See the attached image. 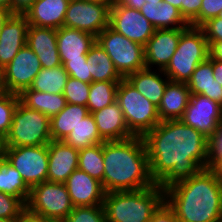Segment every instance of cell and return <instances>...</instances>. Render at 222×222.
<instances>
[{"mask_svg":"<svg viewBox=\"0 0 222 222\" xmlns=\"http://www.w3.org/2000/svg\"><path fill=\"white\" fill-rule=\"evenodd\" d=\"M87 106L78 104H66V106L55 116L50 118V135L53 141H63L87 115Z\"/></svg>","mask_w":222,"mask_h":222,"instance_id":"27","label":"cell"},{"mask_svg":"<svg viewBox=\"0 0 222 222\" xmlns=\"http://www.w3.org/2000/svg\"><path fill=\"white\" fill-rule=\"evenodd\" d=\"M51 140L50 118L19 101L6 136L7 147L48 145Z\"/></svg>","mask_w":222,"mask_h":222,"instance_id":"7","label":"cell"},{"mask_svg":"<svg viewBox=\"0 0 222 222\" xmlns=\"http://www.w3.org/2000/svg\"><path fill=\"white\" fill-rule=\"evenodd\" d=\"M201 28L204 31L207 41H222V19L218 16L209 19Z\"/></svg>","mask_w":222,"mask_h":222,"instance_id":"42","label":"cell"},{"mask_svg":"<svg viewBox=\"0 0 222 222\" xmlns=\"http://www.w3.org/2000/svg\"><path fill=\"white\" fill-rule=\"evenodd\" d=\"M110 6L88 0H70L64 27L78 29L97 37L109 26Z\"/></svg>","mask_w":222,"mask_h":222,"instance_id":"11","label":"cell"},{"mask_svg":"<svg viewBox=\"0 0 222 222\" xmlns=\"http://www.w3.org/2000/svg\"><path fill=\"white\" fill-rule=\"evenodd\" d=\"M184 28L157 29L144 46L147 69L164 70L177 49ZM155 67V68H154Z\"/></svg>","mask_w":222,"mask_h":222,"instance_id":"15","label":"cell"},{"mask_svg":"<svg viewBox=\"0 0 222 222\" xmlns=\"http://www.w3.org/2000/svg\"><path fill=\"white\" fill-rule=\"evenodd\" d=\"M88 1L101 2L103 4H108L111 7L116 0H88Z\"/></svg>","mask_w":222,"mask_h":222,"instance_id":"56","label":"cell"},{"mask_svg":"<svg viewBox=\"0 0 222 222\" xmlns=\"http://www.w3.org/2000/svg\"><path fill=\"white\" fill-rule=\"evenodd\" d=\"M96 42L92 34L62 26L57 29V48L62 65L66 61L87 59V53Z\"/></svg>","mask_w":222,"mask_h":222,"instance_id":"21","label":"cell"},{"mask_svg":"<svg viewBox=\"0 0 222 222\" xmlns=\"http://www.w3.org/2000/svg\"><path fill=\"white\" fill-rule=\"evenodd\" d=\"M180 120L209 138L222 123V105L201 94H191Z\"/></svg>","mask_w":222,"mask_h":222,"instance_id":"13","label":"cell"},{"mask_svg":"<svg viewBox=\"0 0 222 222\" xmlns=\"http://www.w3.org/2000/svg\"><path fill=\"white\" fill-rule=\"evenodd\" d=\"M47 222H67L65 219H59V220H47Z\"/></svg>","mask_w":222,"mask_h":222,"instance_id":"58","label":"cell"},{"mask_svg":"<svg viewBox=\"0 0 222 222\" xmlns=\"http://www.w3.org/2000/svg\"><path fill=\"white\" fill-rule=\"evenodd\" d=\"M222 156V123L208 138V168Z\"/></svg>","mask_w":222,"mask_h":222,"instance_id":"41","label":"cell"},{"mask_svg":"<svg viewBox=\"0 0 222 222\" xmlns=\"http://www.w3.org/2000/svg\"><path fill=\"white\" fill-rule=\"evenodd\" d=\"M202 0H181V15L190 24L200 13Z\"/></svg>","mask_w":222,"mask_h":222,"instance_id":"44","label":"cell"},{"mask_svg":"<svg viewBox=\"0 0 222 222\" xmlns=\"http://www.w3.org/2000/svg\"><path fill=\"white\" fill-rule=\"evenodd\" d=\"M209 56L222 61V41H208Z\"/></svg>","mask_w":222,"mask_h":222,"instance_id":"46","label":"cell"},{"mask_svg":"<svg viewBox=\"0 0 222 222\" xmlns=\"http://www.w3.org/2000/svg\"><path fill=\"white\" fill-rule=\"evenodd\" d=\"M6 151H7L6 136L0 133V161L5 159Z\"/></svg>","mask_w":222,"mask_h":222,"instance_id":"51","label":"cell"},{"mask_svg":"<svg viewBox=\"0 0 222 222\" xmlns=\"http://www.w3.org/2000/svg\"><path fill=\"white\" fill-rule=\"evenodd\" d=\"M164 201L165 190L157 184L140 190L105 193L106 222H149Z\"/></svg>","mask_w":222,"mask_h":222,"instance_id":"4","label":"cell"},{"mask_svg":"<svg viewBox=\"0 0 222 222\" xmlns=\"http://www.w3.org/2000/svg\"><path fill=\"white\" fill-rule=\"evenodd\" d=\"M142 138L151 179L164 190L208 168V138L180 119L161 121Z\"/></svg>","mask_w":222,"mask_h":222,"instance_id":"1","label":"cell"},{"mask_svg":"<svg viewBox=\"0 0 222 222\" xmlns=\"http://www.w3.org/2000/svg\"><path fill=\"white\" fill-rule=\"evenodd\" d=\"M125 79L157 108L170 81L163 70L147 68L131 73Z\"/></svg>","mask_w":222,"mask_h":222,"instance_id":"23","label":"cell"},{"mask_svg":"<svg viewBox=\"0 0 222 222\" xmlns=\"http://www.w3.org/2000/svg\"><path fill=\"white\" fill-rule=\"evenodd\" d=\"M103 159V189L106 193L134 191L155 185L150 176L148 156L142 137L104 141Z\"/></svg>","mask_w":222,"mask_h":222,"instance_id":"3","label":"cell"},{"mask_svg":"<svg viewBox=\"0 0 222 222\" xmlns=\"http://www.w3.org/2000/svg\"><path fill=\"white\" fill-rule=\"evenodd\" d=\"M19 101L18 94L7 91L0 93V133L4 136H7L10 130L13 113Z\"/></svg>","mask_w":222,"mask_h":222,"instance_id":"35","label":"cell"},{"mask_svg":"<svg viewBox=\"0 0 222 222\" xmlns=\"http://www.w3.org/2000/svg\"><path fill=\"white\" fill-rule=\"evenodd\" d=\"M67 222H106L103 205L73 207L65 219Z\"/></svg>","mask_w":222,"mask_h":222,"instance_id":"37","label":"cell"},{"mask_svg":"<svg viewBox=\"0 0 222 222\" xmlns=\"http://www.w3.org/2000/svg\"><path fill=\"white\" fill-rule=\"evenodd\" d=\"M165 201L180 222H222V182L210 168L165 189Z\"/></svg>","mask_w":222,"mask_h":222,"instance_id":"2","label":"cell"},{"mask_svg":"<svg viewBox=\"0 0 222 222\" xmlns=\"http://www.w3.org/2000/svg\"><path fill=\"white\" fill-rule=\"evenodd\" d=\"M103 143L79 150L78 169L100 181L103 186L104 176Z\"/></svg>","mask_w":222,"mask_h":222,"instance_id":"34","label":"cell"},{"mask_svg":"<svg viewBox=\"0 0 222 222\" xmlns=\"http://www.w3.org/2000/svg\"><path fill=\"white\" fill-rule=\"evenodd\" d=\"M213 76L222 85V61L213 59Z\"/></svg>","mask_w":222,"mask_h":222,"instance_id":"48","label":"cell"},{"mask_svg":"<svg viewBox=\"0 0 222 222\" xmlns=\"http://www.w3.org/2000/svg\"><path fill=\"white\" fill-rule=\"evenodd\" d=\"M96 41L106 51L123 78L146 68L144 46L131 41L109 26L96 37Z\"/></svg>","mask_w":222,"mask_h":222,"instance_id":"8","label":"cell"},{"mask_svg":"<svg viewBox=\"0 0 222 222\" xmlns=\"http://www.w3.org/2000/svg\"><path fill=\"white\" fill-rule=\"evenodd\" d=\"M36 0H12V14L24 15Z\"/></svg>","mask_w":222,"mask_h":222,"instance_id":"45","label":"cell"},{"mask_svg":"<svg viewBox=\"0 0 222 222\" xmlns=\"http://www.w3.org/2000/svg\"><path fill=\"white\" fill-rule=\"evenodd\" d=\"M162 1L170 3L171 5L179 9L181 13V0H162Z\"/></svg>","mask_w":222,"mask_h":222,"instance_id":"54","label":"cell"},{"mask_svg":"<svg viewBox=\"0 0 222 222\" xmlns=\"http://www.w3.org/2000/svg\"><path fill=\"white\" fill-rule=\"evenodd\" d=\"M11 15H12L11 11L0 6V30Z\"/></svg>","mask_w":222,"mask_h":222,"instance_id":"52","label":"cell"},{"mask_svg":"<svg viewBox=\"0 0 222 222\" xmlns=\"http://www.w3.org/2000/svg\"><path fill=\"white\" fill-rule=\"evenodd\" d=\"M0 191L21 199L25 204L30 196V188L20 172L6 158L0 161Z\"/></svg>","mask_w":222,"mask_h":222,"instance_id":"31","label":"cell"},{"mask_svg":"<svg viewBox=\"0 0 222 222\" xmlns=\"http://www.w3.org/2000/svg\"><path fill=\"white\" fill-rule=\"evenodd\" d=\"M4 80H3V69L0 67V93L5 92Z\"/></svg>","mask_w":222,"mask_h":222,"instance_id":"55","label":"cell"},{"mask_svg":"<svg viewBox=\"0 0 222 222\" xmlns=\"http://www.w3.org/2000/svg\"><path fill=\"white\" fill-rule=\"evenodd\" d=\"M0 222H12V221H9V220H7V219H1V218H0Z\"/></svg>","mask_w":222,"mask_h":222,"instance_id":"59","label":"cell"},{"mask_svg":"<svg viewBox=\"0 0 222 222\" xmlns=\"http://www.w3.org/2000/svg\"><path fill=\"white\" fill-rule=\"evenodd\" d=\"M90 83H85L73 77L68 78L63 95L68 104L87 106Z\"/></svg>","mask_w":222,"mask_h":222,"instance_id":"36","label":"cell"},{"mask_svg":"<svg viewBox=\"0 0 222 222\" xmlns=\"http://www.w3.org/2000/svg\"><path fill=\"white\" fill-rule=\"evenodd\" d=\"M87 65L92 82L121 81L123 77L116 70L106 51L96 41L87 53Z\"/></svg>","mask_w":222,"mask_h":222,"instance_id":"29","label":"cell"},{"mask_svg":"<svg viewBox=\"0 0 222 222\" xmlns=\"http://www.w3.org/2000/svg\"><path fill=\"white\" fill-rule=\"evenodd\" d=\"M209 57V44L201 27L189 25L181 32L177 49L163 70L170 81L187 83L195 68Z\"/></svg>","mask_w":222,"mask_h":222,"instance_id":"5","label":"cell"},{"mask_svg":"<svg viewBox=\"0 0 222 222\" xmlns=\"http://www.w3.org/2000/svg\"><path fill=\"white\" fill-rule=\"evenodd\" d=\"M145 2H149V3H159L162 2V0H145Z\"/></svg>","mask_w":222,"mask_h":222,"instance_id":"57","label":"cell"},{"mask_svg":"<svg viewBox=\"0 0 222 222\" xmlns=\"http://www.w3.org/2000/svg\"><path fill=\"white\" fill-rule=\"evenodd\" d=\"M15 222H47V219L34 215L26 209Z\"/></svg>","mask_w":222,"mask_h":222,"instance_id":"47","label":"cell"},{"mask_svg":"<svg viewBox=\"0 0 222 222\" xmlns=\"http://www.w3.org/2000/svg\"><path fill=\"white\" fill-rule=\"evenodd\" d=\"M191 94H201L222 105V85L213 76V58L200 63L187 81Z\"/></svg>","mask_w":222,"mask_h":222,"instance_id":"25","label":"cell"},{"mask_svg":"<svg viewBox=\"0 0 222 222\" xmlns=\"http://www.w3.org/2000/svg\"><path fill=\"white\" fill-rule=\"evenodd\" d=\"M116 101L123 111L129 131L134 136L143 137L161 122L157 107L125 78L119 82Z\"/></svg>","mask_w":222,"mask_h":222,"instance_id":"6","label":"cell"},{"mask_svg":"<svg viewBox=\"0 0 222 222\" xmlns=\"http://www.w3.org/2000/svg\"><path fill=\"white\" fill-rule=\"evenodd\" d=\"M218 17L222 19V11L219 13Z\"/></svg>","mask_w":222,"mask_h":222,"instance_id":"60","label":"cell"},{"mask_svg":"<svg viewBox=\"0 0 222 222\" xmlns=\"http://www.w3.org/2000/svg\"><path fill=\"white\" fill-rule=\"evenodd\" d=\"M70 0H36L24 16L29 26L59 29L64 26Z\"/></svg>","mask_w":222,"mask_h":222,"instance_id":"22","label":"cell"},{"mask_svg":"<svg viewBox=\"0 0 222 222\" xmlns=\"http://www.w3.org/2000/svg\"><path fill=\"white\" fill-rule=\"evenodd\" d=\"M29 23L24 15L12 14L0 30V67L5 68L26 44Z\"/></svg>","mask_w":222,"mask_h":222,"instance_id":"18","label":"cell"},{"mask_svg":"<svg viewBox=\"0 0 222 222\" xmlns=\"http://www.w3.org/2000/svg\"><path fill=\"white\" fill-rule=\"evenodd\" d=\"M63 141L78 150L104 142L98 133L97 125L91 113L81 119L80 123L72 129Z\"/></svg>","mask_w":222,"mask_h":222,"instance_id":"30","label":"cell"},{"mask_svg":"<svg viewBox=\"0 0 222 222\" xmlns=\"http://www.w3.org/2000/svg\"><path fill=\"white\" fill-rule=\"evenodd\" d=\"M140 12L156 30L186 28L190 25L181 15L179 9L164 1L159 3L145 2Z\"/></svg>","mask_w":222,"mask_h":222,"instance_id":"26","label":"cell"},{"mask_svg":"<svg viewBox=\"0 0 222 222\" xmlns=\"http://www.w3.org/2000/svg\"><path fill=\"white\" fill-rule=\"evenodd\" d=\"M65 183L44 181L30 189L26 209L47 220L66 219L73 210Z\"/></svg>","mask_w":222,"mask_h":222,"instance_id":"9","label":"cell"},{"mask_svg":"<svg viewBox=\"0 0 222 222\" xmlns=\"http://www.w3.org/2000/svg\"><path fill=\"white\" fill-rule=\"evenodd\" d=\"M68 78L69 74L63 65L49 69L42 68L29 88L34 91L63 94Z\"/></svg>","mask_w":222,"mask_h":222,"instance_id":"32","label":"cell"},{"mask_svg":"<svg viewBox=\"0 0 222 222\" xmlns=\"http://www.w3.org/2000/svg\"><path fill=\"white\" fill-rule=\"evenodd\" d=\"M5 158L30 189L47 181L48 145L7 147Z\"/></svg>","mask_w":222,"mask_h":222,"instance_id":"10","label":"cell"},{"mask_svg":"<svg viewBox=\"0 0 222 222\" xmlns=\"http://www.w3.org/2000/svg\"><path fill=\"white\" fill-rule=\"evenodd\" d=\"M63 66L70 77L85 83H92V75L88 69L87 59L66 61Z\"/></svg>","mask_w":222,"mask_h":222,"instance_id":"40","label":"cell"},{"mask_svg":"<svg viewBox=\"0 0 222 222\" xmlns=\"http://www.w3.org/2000/svg\"><path fill=\"white\" fill-rule=\"evenodd\" d=\"M149 222H180L174 210L164 201L153 213Z\"/></svg>","mask_w":222,"mask_h":222,"instance_id":"43","label":"cell"},{"mask_svg":"<svg viewBox=\"0 0 222 222\" xmlns=\"http://www.w3.org/2000/svg\"><path fill=\"white\" fill-rule=\"evenodd\" d=\"M74 207L103 205L102 183L80 169L74 170L65 182Z\"/></svg>","mask_w":222,"mask_h":222,"instance_id":"16","label":"cell"},{"mask_svg":"<svg viewBox=\"0 0 222 222\" xmlns=\"http://www.w3.org/2000/svg\"><path fill=\"white\" fill-rule=\"evenodd\" d=\"M91 114L104 141H121L134 136L127 127L123 111L117 101Z\"/></svg>","mask_w":222,"mask_h":222,"instance_id":"20","label":"cell"},{"mask_svg":"<svg viewBox=\"0 0 222 222\" xmlns=\"http://www.w3.org/2000/svg\"><path fill=\"white\" fill-rule=\"evenodd\" d=\"M26 45L38 56L42 68L62 65L57 48V29L29 26Z\"/></svg>","mask_w":222,"mask_h":222,"instance_id":"19","label":"cell"},{"mask_svg":"<svg viewBox=\"0 0 222 222\" xmlns=\"http://www.w3.org/2000/svg\"><path fill=\"white\" fill-rule=\"evenodd\" d=\"M109 27L142 46L146 45L156 30L140 10L124 6L117 0L110 7Z\"/></svg>","mask_w":222,"mask_h":222,"instance_id":"12","label":"cell"},{"mask_svg":"<svg viewBox=\"0 0 222 222\" xmlns=\"http://www.w3.org/2000/svg\"><path fill=\"white\" fill-rule=\"evenodd\" d=\"M0 6L6 8L12 13V0H0Z\"/></svg>","mask_w":222,"mask_h":222,"instance_id":"53","label":"cell"},{"mask_svg":"<svg viewBox=\"0 0 222 222\" xmlns=\"http://www.w3.org/2000/svg\"><path fill=\"white\" fill-rule=\"evenodd\" d=\"M79 150L64 141L51 140L48 144L47 181L65 183L69 175L78 169Z\"/></svg>","mask_w":222,"mask_h":222,"instance_id":"17","label":"cell"},{"mask_svg":"<svg viewBox=\"0 0 222 222\" xmlns=\"http://www.w3.org/2000/svg\"><path fill=\"white\" fill-rule=\"evenodd\" d=\"M216 177L222 182V156H220L210 167Z\"/></svg>","mask_w":222,"mask_h":222,"instance_id":"50","label":"cell"},{"mask_svg":"<svg viewBox=\"0 0 222 222\" xmlns=\"http://www.w3.org/2000/svg\"><path fill=\"white\" fill-rule=\"evenodd\" d=\"M222 11V0H202L199 15L190 23L191 26L201 27L209 19L215 18Z\"/></svg>","mask_w":222,"mask_h":222,"instance_id":"39","label":"cell"},{"mask_svg":"<svg viewBox=\"0 0 222 222\" xmlns=\"http://www.w3.org/2000/svg\"><path fill=\"white\" fill-rule=\"evenodd\" d=\"M117 1L124 6L138 10H140L141 7L145 4V0H117Z\"/></svg>","mask_w":222,"mask_h":222,"instance_id":"49","label":"cell"},{"mask_svg":"<svg viewBox=\"0 0 222 222\" xmlns=\"http://www.w3.org/2000/svg\"><path fill=\"white\" fill-rule=\"evenodd\" d=\"M120 81H99L90 83L87 108L89 112L100 110L116 101Z\"/></svg>","mask_w":222,"mask_h":222,"instance_id":"33","label":"cell"},{"mask_svg":"<svg viewBox=\"0 0 222 222\" xmlns=\"http://www.w3.org/2000/svg\"><path fill=\"white\" fill-rule=\"evenodd\" d=\"M41 69L38 56L25 44L12 61L3 68L6 91L19 95L31 86Z\"/></svg>","mask_w":222,"mask_h":222,"instance_id":"14","label":"cell"},{"mask_svg":"<svg viewBox=\"0 0 222 222\" xmlns=\"http://www.w3.org/2000/svg\"><path fill=\"white\" fill-rule=\"evenodd\" d=\"M20 102L27 108L37 110L49 118L57 115L67 104L63 94L24 89L19 94Z\"/></svg>","mask_w":222,"mask_h":222,"instance_id":"28","label":"cell"},{"mask_svg":"<svg viewBox=\"0 0 222 222\" xmlns=\"http://www.w3.org/2000/svg\"><path fill=\"white\" fill-rule=\"evenodd\" d=\"M190 96L186 83L169 81L157 108L160 121L180 119L189 103Z\"/></svg>","mask_w":222,"mask_h":222,"instance_id":"24","label":"cell"},{"mask_svg":"<svg viewBox=\"0 0 222 222\" xmlns=\"http://www.w3.org/2000/svg\"><path fill=\"white\" fill-rule=\"evenodd\" d=\"M26 210V204L17 197L0 191V218L15 222Z\"/></svg>","mask_w":222,"mask_h":222,"instance_id":"38","label":"cell"}]
</instances>
